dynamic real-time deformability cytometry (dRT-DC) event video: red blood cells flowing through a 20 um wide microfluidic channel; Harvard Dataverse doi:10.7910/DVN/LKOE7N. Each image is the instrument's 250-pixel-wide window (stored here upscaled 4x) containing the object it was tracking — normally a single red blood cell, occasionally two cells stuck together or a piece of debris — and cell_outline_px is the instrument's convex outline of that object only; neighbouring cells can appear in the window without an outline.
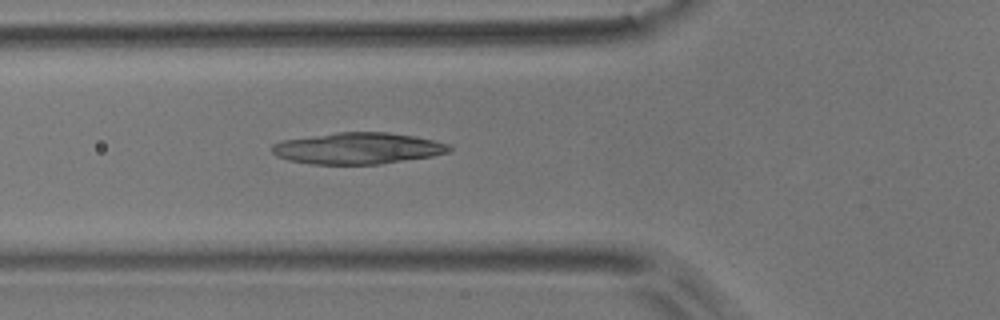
{"species": "common noctule bat (a hibernating species)", "species_latin": "Nyctalus noctula", "temperature_condition": "room temperature", "stored_images_in_passage": 3, "camera_frame_rate_fps": 3000, "um_per_image_px": 0.085, "animal": {"sex": "male", "body_mass_g": 17.9}, "frame": {"image": 1, "passage_image": 2, "time_ms": 0.333, "image_size_px": [1000, 320], "cell_outline_px": [[452, 148], [448, 152], [432, 156], [380, 164], [312, 164], [288, 160], [276, 156], [272, 152], [272, 144], [280, 140], [336, 132], [388, 132], [416, 136], [448, 144]], "centroid_in_image_um": [30.38, 12.6], "position_along_channel_um": 95.4, "area_um2": 32.54}}